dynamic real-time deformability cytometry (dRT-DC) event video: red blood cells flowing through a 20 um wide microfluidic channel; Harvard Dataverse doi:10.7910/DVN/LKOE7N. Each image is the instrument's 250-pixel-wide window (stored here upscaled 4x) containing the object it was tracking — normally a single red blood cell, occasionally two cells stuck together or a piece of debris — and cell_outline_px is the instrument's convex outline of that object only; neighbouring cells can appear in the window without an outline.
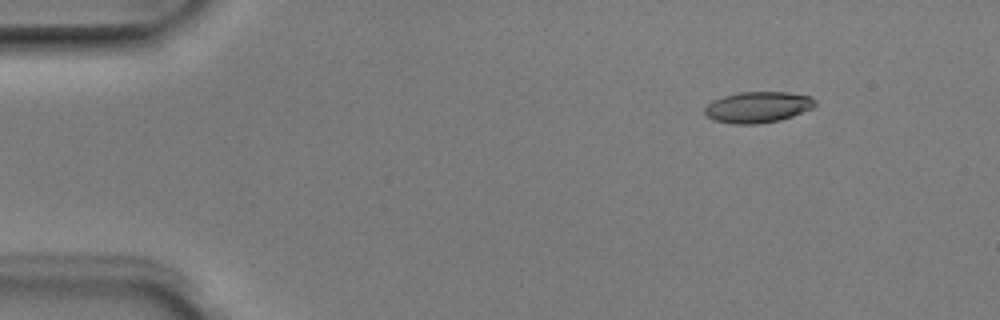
{"species": "Egyptian fruit bat (a non-hibernating species)", "species_latin": "Rousettus aegyptiacus", "temperature_condition": "room temperature", "stored_images_in_passage": 4, "camera_frame_rate_fps": 3000, "um_per_image_px": 0.085, "animal": {"sex": "male"}, "frame": {"image": 1, "passage_image": 2, "time_ms": 0.333, "image_size_px": [1000, 320], "cell_outline_px": [[816, 104], [812, 108], [792, 116], [780, 120], [756, 124], [732, 124], [712, 120], [704, 116], [704, 108], [712, 100], [724, 96], [740, 92], [788, 92], [812, 96], [816, 100]], "centroid_in_image_um": [64.39, 9.11], "position_along_channel_um": 20.6, "area_um2": 20.17}}
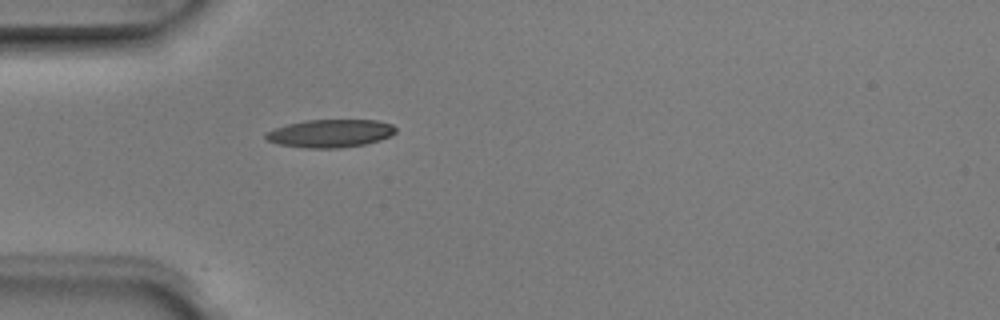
{"frame": {"image": 2, "passage_image": 4, "time_ms": 1.0, "image_size_px": [1000, 320], "cell_outline_px": [[396, 132], [392, 136], [380, 140], [364, 144], [340, 148], [304, 148], [276, 144], [264, 140], [264, 132], [288, 124], [304, 120], [376, 120], [392, 124], [396, 128]], "centroid_in_image_um": [28.04, 11.34], "position_along_channel_um": 57.0, "area_um2": 21.44}}